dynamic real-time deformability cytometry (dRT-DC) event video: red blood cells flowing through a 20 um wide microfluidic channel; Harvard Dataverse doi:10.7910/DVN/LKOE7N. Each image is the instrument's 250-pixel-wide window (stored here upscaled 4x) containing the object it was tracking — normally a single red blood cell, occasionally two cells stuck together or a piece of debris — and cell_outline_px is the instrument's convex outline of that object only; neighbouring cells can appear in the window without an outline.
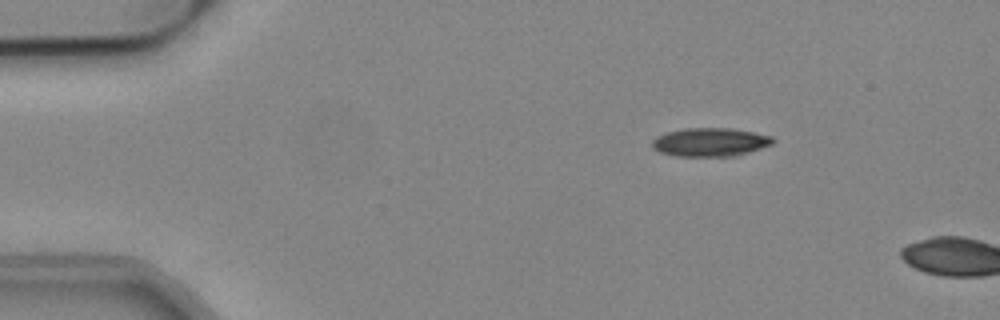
{"species": "common noctule bat (a hibernating species)", "species_latin": "Nyctalus noctula", "temperature_condition": "cold", "stored_images_in_passage": 3, "camera_frame_rate_fps": 3000, "um_per_image_px": 0.085, "animal": {"sex": "male", "body_mass_g": 19.2, "forearm_length_mm": 51.8}, "frame": {"image": 1, "passage_image": 1, "time_ms": 0.0, "image_size_px": [1000, 320], "cell_outline_px": [[776, 140], [772, 144], [736, 156], [676, 156], [660, 152], [652, 148], [652, 140], [656, 136], [668, 132], [684, 128], [732, 128], [772, 136]], "centroid_in_image_um": [60.35, 12.08], "position_along_channel_um": 24.6, "area_um2": 20.06}}